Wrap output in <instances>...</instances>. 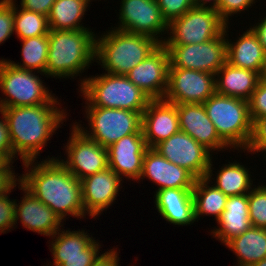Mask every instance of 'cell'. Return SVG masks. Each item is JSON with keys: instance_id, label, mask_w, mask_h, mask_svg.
I'll return each instance as SVG.
<instances>
[{"instance_id": "obj_1", "label": "cell", "mask_w": 266, "mask_h": 266, "mask_svg": "<svg viewBox=\"0 0 266 266\" xmlns=\"http://www.w3.org/2000/svg\"><path fill=\"white\" fill-rule=\"evenodd\" d=\"M22 162L25 168L22 185L54 211L62 221L68 216L83 219L85 212L82 187L77 179L55 156ZM26 171V172H25Z\"/></svg>"}, {"instance_id": "obj_2", "label": "cell", "mask_w": 266, "mask_h": 266, "mask_svg": "<svg viewBox=\"0 0 266 266\" xmlns=\"http://www.w3.org/2000/svg\"><path fill=\"white\" fill-rule=\"evenodd\" d=\"M60 102L56 96L46 104L1 109L8 125L12 162L18 156L22 162L39 159L40 152L68 119V110Z\"/></svg>"}, {"instance_id": "obj_3", "label": "cell", "mask_w": 266, "mask_h": 266, "mask_svg": "<svg viewBox=\"0 0 266 266\" xmlns=\"http://www.w3.org/2000/svg\"><path fill=\"white\" fill-rule=\"evenodd\" d=\"M93 29L50 30L45 74L47 78L73 79L95 62Z\"/></svg>"}, {"instance_id": "obj_4", "label": "cell", "mask_w": 266, "mask_h": 266, "mask_svg": "<svg viewBox=\"0 0 266 266\" xmlns=\"http://www.w3.org/2000/svg\"><path fill=\"white\" fill-rule=\"evenodd\" d=\"M96 34L95 62L101 65L104 73L115 75H126L161 45L147 35L112 27L102 34Z\"/></svg>"}, {"instance_id": "obj_5", "label": "cell", "mask_w": 266, "mask_h": 266, "mask_svg": "<svg viewBox=\"0 0 266 266\" xmlns=\"http://www.w3.org/2000/svg\"><path fill=\"white\" fill-rule=\"evenodd\" d=\"M79 83V95L91 106L125 109L142 114L151 100L126 75L97 73V76H84Z\"/></svg>"}, {"instance_id": "obj_6", "label": "cell", "mask_w": 266, "mask_h": 266, "mask_svg": "<svg viewBox=\"0 0 266 266\" xmlns=\"http://www.w3.org/2000/svg\"><path fill=\"white\" fill-rule=\"evenodd\" d=\"M203 105L219 137L233 152L245 150L253 128L249 102L215 92Z\"/></svg>"}, {"instance_id": "obj_7", "label": "cell", "mask_w": 266, "mask_h": 266, "mask_svg": "<svg viewBox=\"0 0 266 266\" xmlns=\"http://www.w3.org/2000/svg\"><path fill=\"white\" fill-rule=\"evenodd\" d=\"M38 73L47 77L46 74L40 72L17 68L7 59L2 58L0 90L3 96L0 97V109L49 103L55 94H52L53 91L48 89Z\"/></svg>"}, {"instance_id": "obj_8", "label": "cell", "mask_w": 266, "mask_h": 266, "mask_svg": "<svg viewBox=\"0 0 266 266\" xmlns=\"http://www.w3.org/2000/svg\"><path fill=\"white\" fill-rule=\"evenodd\" d=\"M85 115L89 127L85 128L80 122L73 124L86 137L108 148L122 137L135 134L141 130L142 114L140 112L91 106L85 100ZM89 130V131H88Z\"/></svg>"}, {"instance_id": "obj_9", "label": "cell", "mask_w": 266, "mask_h": 266, "mask_svg": "<svg viewBox=\"0 0 266 266\" xmlns=\"http://www.w3.org/2000/svg\"><path fill=\"white\" fill-rule=\"evenodd\" d=\"M226 25L215 8L194 7L168 24L163 45L205 43L220 36Z\"/></svg>"}, {"instance_id": "obj_10", "label": "cell", "mask_w": 266, "mask_h": 266, "mask_svg": "<svg viewBox=\"0 0 266 266\" xmlns=\"http://www.w3.org/2000/svg\"><path fill=\"white\" fill-rule=\"evenodd\" d=\"M164 46L169 53V68L193 69L215 75L227 61L225 30L205 43Z\"/></svg>"}, {"instance_id": "obj_11", "label": "cell", "mask_w": 266, "mask_h": 266, "mask_svg": "<svg viewBox=\"0 0 266 266\" xmlns=\"http://www.w3.org/2000/svg\"><path fill=\"white\" fill-rule=\"evenodd\" d=\"M70 131L66 145L63 144L66 157L57 158L77 179L82 180L109 167L106 147L86 137L73 123Z\"/></svg>"}, {"instance_id": "obj_12", "label": "cell", "mask_w": 266, "mask_h": 266, "mask_svg": "<svg viewBox=\"0 0 266 266\" xmlns=\"http://www.w3.org/2000/svg\"><path fill=\"white\" fill-rule=\"evenodd\" d=\"M117 30L143 34L164 43L168 23L163 18L156 0H121Z\"/></svg>"}, {"instance_id": "obj_13", "label": "cell", "mask_w": 266, "mask_h": 266, "mask_svg": "<svg viewBox=\"0 0 266 266\" xmlns=\"http://www.w3.org/2000/svg\"><path fill=\"white\" fill-rule=\"evenodd\" d=\"M170 162L185 168L196 179L205 178L213 154L185 132L179 131L154 147Z\"/></svg>"}, {"instance_id": "obj_14", "label": "cell", "mask_w": 266, "mask_h": 266, "mask_svg": "<svg viewBox=\"0 0 266 266\" xmlns=\"http://www.w3.org/2000/svg\"><path fill=\"white\" fill-rule=\"evenodd\" d=\"M216 92L215 75L185 68H169L164 100L173 104H203Z\"/></svg>"}, {"instance_id": "obj_15", "label": "cell", "mask_w": 266, "mask_h": 266, "mask_svg": "<svg viewBox=\"0 0 266 266\" xmlns=\"http://www.w3.org/2000/svg\"><path fill=\"white\" fill-rule=\"evenodd\" d=\"M169 53L161 44L153 53L131 69L126 77L151 100L163 99L168 86Z\"/></svg>"}, {"instance_id": "obj_16", "label": "cell", "mask_w": 266, "mask_h": 266, "mask_svg": "<svg viewBox=\"0 0 266 266\" xmlns=\"http://www.w3.org/2000/svg\"><path fill=\"white\" fill-rule=\"evenodd\" d=\"M123 182L109 167L80 180L84 209L91 219H97V216L100 217L109 206L115 204Z\"/></svg>"}, {"instance_id": "obj_17", "label": "cell", "mask_w": 266, "mask_h": 266, "mask_svg": "<svg viewBox=\"0 0 266 266\" xmlns=\"http://www.w3.org/2000/svg\"><path fill=\"white\" fill-rule=\"evenodd\" d=\"M147 148L142 129L135 134L124 136L107 148L108 166L121 179L138 183Z\"/></svg>"}, {"instance_id": "obj_18", "label": "cell", "mask_w": 266, "mask_h": 266, "mask_svg": "<svg viewBox=\"0 0 266 266\" xmlns=\"http://www.w3.org/2000/svg\"><path fill=\"white\" fill-rule=\"evenodd\" d=\"M18 189L22 190L21 192L24 194L23 197H20V201L17 199L15 201V228L20 221L27 230L51 238L61 229L60 227L64 226V222L54 211L27 190L21 181Z\"/></svg>"}, {"instance_id": "obj_19", "label": "cell", "mask_w": 266, "mask_h": 266, "mask_svg": "<svg viewBox=\"0 0 266 266\" xmlns=\"http://www.w3.org/2000/svg\"><path fill=\"white\" fill-rule=\"evenodd\" d=\"M180 131L187 133L211 153L233 151L218 135L203 104H176ZM216 151V152H215Z\"/></svg>"}, {"instance_id": "obj_20", "label": "cell", "mask_w": 266, "mask_h": 266, "mask_svg": "<svg viewBox=\"0 0 266 266\" xmlns=\"http://www.w3.org/2000/svg\"><path fill=\"white\" fill-rule=\"evenodd\" d=\"M157 185L154 194L162 189L193 188L196 178L185 168L170 162L154 148H147L139 183L147 179Z\"/></svg>"}, {"instance_id": "obj_21", "label": "cell", "mask_w": 266, "mask_h": 266, "mask_svg": "<svg viewBox=\"0 0 266 266\" xmlns=\"http://www.w3.org/2000/svg\"><path fill=\"white\" fill-rule=\"evenodd\" d=\"M146 146L154 148L180 131L176 104L164 99L150 100L142 113L141 125Z\"/></svg>"}, {"instance_id": "obj_22", "label": "cell", "mask_w": 266, "mask_h": 266, "mask_svg": "<svg viewBox=\"0 0 266 266\" xmlns=\"http://www.w3.org/2000/svg\"><path fill=\"white\" fill-rule=\"evenodd\" d=\"M193 188H169L157 191L153 196L162 220L179 226H189L196 222Z\"/></svg>"}, {"instance_id": "obj_23", "label": "cell", "mask_w": 266, "mask_h": 266, "mask_svg": "<svg viewBox=\"0 0 266 266\" xmlns=\"http://www.w3.org/2000/svg\"><path fill=\"white\" fill-rule=\"evenodd\" d=\"M225 27V35L227 41V62L232 66L258 72L262 75L266 52L258 41L257 36L248 28L233 42L229 37V26Z\"/></svg>"}, {"instance_id": "obj_24", "label": "cell", "mask_w": 266, "mask_h": 266, "mask_svg": "<svg viewBox=\"0 0 266 266\" xmlns=\"http://www.w3.org/2000/svg\"><path fill=\"white\" fill-rule=\"evenodd\" d=\"M216 222L218 226L209 235L224 245L250 228L248 194L228 197L225 210Z\"/></svg>"}, {"instance_id": "obj_25", "label": "cell", "mask_w": 266, "mask_h": 266, "mask_svg": "<svg viewBox=\"0 0 266 266\" xmlns=\"http://www.w3.org/2000/svg\"><path fill=\"white\" fill-rule=\"evenodd\" d=\"M261 75L232 66L227 61L215 74L216 93L249 101Z\"/></svg>"}, {"instance_id": "obj_26", "label": "cell", "mask_w": 266, "mask_h": 266, "mask_svg": "<svg viewBox=\"0 0 266 266\" xmlns=\"http://www.w3.org/2000/svg\"><path fill=\"white\" fill-rule=\"evenodd\" d=\"M213 161L211 159L210 166L208 168V172L206 175V179L210 181V183H214L213 185L221 190L227 197L248 194L253 185V180L251 177V173L246 164L242 162H234L228 161V164H222L220 170L214 168ZM246 166V167H245ZM213 170H217L213 171ZM213 172L215 173L213 174ZM213 176H216V178ZM212 179V180H211ZM214 181V182H213Z\"/></svg>"}, {"instance_id": "obj_27", "label": "cell", "mask_w": 266, "mask_h": 266, "mask_svg": "<svg viewBox=\"0 0 266 266\" xmlns=\"http://www.w3.org/2000/svg\"><path fill=\"white\" fill-rule=\"evenodd\" d=\"M62 228L51 237L52 240L48 243L53 255V264L49 260L48 265L46 263L45 266H53L62 257L84 256L99 242L83 228L81 231L80 229L71 231L70 228L66 230L64 226Z\"/></svg>"}, {"instance_id": "obj_28", "label": "cell", "mask_w": 266, "mask_h": 266, "mask_svg": "<svg viewBox=\"0 0 266 266\" xmlns=\"http://www.w3.org/2000/svg\"><path fill=\"white\" fill-rule=\"evenodd\" d=\"M225 246L236 255L235 266H252L266 258V229L251 226Z\"/></svg>"}, {"instance_id": "obj_29", "label": "cell", "mask_w": 266, "mask_h": 266, "mask_svg": "<svg viewBox=\"0 0 266 266\" xmlns=\"http://www.w3.org/2000/svg\"><path fill=\"white\" fill-rule=\"evenodd\" d=\"M192 194L196 222L203 216H213L216 221L221 217L228 197L206 177L196 179Z\"/></svg>"}, {"instance_id": "obj_30", "label": "cell", "mask_w": 266, "mask_h": 266, "mask_svg": "<svg viewBox=\"0 0 266 266\" xmlns=\"http://www.w3.org/2000/svg\"><path fill=\"white\" fill-rule=\"evenodd\" d=\"M83 0H56L47 16L50 30L91 29L82 25L84 15L89 10Z\"/></svg>"}, {"instance_id": "obj_31", "label": "cell", "mask_w": 266, "mask_h": 266, "mask_svg": "<svg viewBox=\"0 0 266 266\" xmlns=\"http://www.w3.org/2000/svg\"><path fill=\"white\" fill-rule=\"evenodd\" d=\"M19 41L22 43V61L16 63L10 59L7 60L17 68L45 74L49 49L48 35L19 39Z\"/></svg>"}, {"instance_id": "obj_32", "label": "cell", "mask_w": 266, "mask_h": 266, "mask_svg": "<svg viewBox=\"0 0 266 266\" xmlns=\"http://www.w3.org/2000/svg\"><path fill=\"white\" fill-rule=\"evenodd\" d=\"M14 0V33L18 39L49 34L47 16L23 9Z\"/></svg>"}, {"instance_id": "obj_33", "label": "cell", "mask_w": 266, "mask_h": 266, "mask_svg": "<svg viewBox=\"0 0 266 266\" xmlns=\"http://www.w3.org/2000/svg\"><path fill=\"white\" fill-rule=\"evenodd\" d=\"M259 184L248 193L249 218L252 226L266 229V184Z\"/></svg>"}, {"instance_id": "obj_34", "label": "cell", "mask_w": 266, "mask_h": 266, "mask_svg": "<svg viewBox=\"0 0 266 266\" xmlns=\"http://www.w3.org/2000/svg\"><path fill=\"white\" fill-rule=\"evenodd\" d=\"M18 184L8 193L0 195V234L15 229V201L10 199V193L16 190Z\"/></svg>"}, {"instance_id": "obj_35", "label": "cell", "mask_w": 266, "mask_h": 266, "mask_svg": "<svg viewBox=\"0 0 266 266\" xmlns=\"http://www.w3.org/2000/svg\"><path fill=\"white\" fill-rule=\"evenodd\" d=\"M256 2L257 0H219L216 11L226 24H230L231 16L237 17V14L245 13V10L249 12V8L255 6Z\"/></svg>"}, {"instance_id": "obj_36", "label": "cell", "mask_w": 266, "mask_h": 266, "mask_svg": "<svg viewBox=\"0 0 266 266\" xmlns=\"http://www.w3.org/2000/svg\"><path fill=\"white\" fill-rule=\"evenodd\" d=\"M163 18L169 24L195 7L193 0H156Z\"/></svg>"}, {"instance_id": "obj_37", "label": "cell", "mask_w": 266, "mask_h": 266, "mask_svg": "<svg viewBox=\"0 0 266 266\" xmlns=\"http://www.w3.org/2000/svg\"><path fill=\"white\" fill-rule=\"evenodd\" d=\"M14 34V0H0V45Z\"/></svg>"}, {"instance_id": "obj_38", "label": "cell", "mask_w": 266, "mask_h": 266, "mask_svg": "<svg viewBox=\"0 0 266 266\" xmlns=\"http://www.w3.org/2000/svg\"><path fill=\"white\" fill-rule=\"evenodd\" d=\"M266 148V116L257 118L253 122L252 136L250 142L245 150L240 152H247L248 154H258Z\"/></svg>"}, {"instance_id": "obj_39", "label": "cell", "mask_w": 266, "mask_h": 266, "mask_svg": "<svg viewBox=\"0 0 266 266\" xmlns=\"http://www.w3.org/2000/svg\"><path fill=\"white\" fill-rule=\"evenodd\" d=\"M248 102L253 122L257 118L266 116V81L262 78L259 80Z\"/></svg>"}, {"instance_id": "obj_40", "label": "cell", "mask_w": 266, "mask_h": 266, "mask_svg": "<svg viewBox=\"0 0 266 266\" xmlns=\"http://www.w3.org/2000/svg\"><path fill=\"white\" fill-rule=\"evenodd\" d=\"M12 164V161H0V195L10 192L21 181Z\"/></svg>"}, {"instance_id": "obj_41", "label": "cell", "mask_w": 266, "mask_h": 266, "mask_svg": "<svg viewBox=\"0 0 266 266\" xmlns=\"http://www.w3.org/2000/svg\"><path fill=\"white\" fill-rule=\"evenodd\" d=\"M101 243L98 242L86 255L62 257L53 266H91L102 252Z\"/></svg>"}, {"instance_id": "obj_42", "label": "cell", "mask_w": 266, "mask_h": 266, "mask_svg": "<svg viewBox=\"0 0 266 266\" xmlns=\"http://www.w3.org/2000/svg\"><path fill=\"white\" fill-rule=\"evenodd\" d=\"M0 161H12V145L6 119L0 109Z\"/></svg>"}, {"instance_id": "obj_43", "label": "cell", "mask_w": 266, "mask_h": 266, "mask_svg": "<svg viewBox=\"0 0 266 266\" xmlns=\"http://www.w3.org/2000/svg\"><path fill=\"white\" fill-rule=\"evenodd\" d=\"M56 0H21L19 7L48 16Z\"/></svg>"}, {"instance_id": "obj_44", "label": "cell", "mask_w": 266, "mask_h": 266, "mask_svg": "<svg viewBox=\"0 0 266 266\" xmlns=\"http://www.w3.org/2000/svg\"><path fill=\"white\" fill-rule=\"evenodd\" d=\"M117 251V247H114L111 250L107 249V251L104 250L91 266H119L120 257L118 253H120V249L119 252Z\"/></svg>"}, {"instance_id": "obj_45", "label": "cell", "mask_w": 266, "mask_h": 266, "mask_svg": "<svg viewBox=\"0 0 266 266\" xmlns=\"http://www.w3.org/2000/svg\"><path fill=\"white\" fill-rule=\"evenodd\" d=\"M260 19V20H259ZM258 19V23L250 26L249 28L253 31V33L257 36L258 41L261 43L262 47L266 52V13L265 17L262 16Z\"/></svg>"}, {"instance_id": "obj_46", "label": "cell", "mask_w": 266, "mask_h": 266, "mask_svg": "<svg viewBox=\"0 0 266 266\" xmlns=\"http://www.w3.org/2000/svg\"><path fill=\"white\" fill-rule=\"evenodd\" d=\"M195 7L215 8L218 7L219 0H193Z\"/></svg>"}, {"instance_id": "obj_47", "label": "cell", "mask_w": 266, "mask_h": 266, "mask_svg": "<svg viewBox=\"0 0 266 266\" xmlns=\"http://www.w3.org/2000/svg\"><path fill=\"white\" fill-rule=\"evenodd\" d=\"M252 266H266V258H264L259 262L254 263Z\"/></svg>"}, {"instance_id": "obj_48", "label": "cell", "mask_w": 266, "mask_h": 266, "mask_svg": "<svg viewBox=\"0 0 266 266\" xmlns=\"http://www.w3.org/2000/svg\"><path fill=\"white\" fill-rule=\"evenodd\" d=\"M261 78L266 81V61H265V66H264V70H263V73L261 75Z\"/></svg>"}, {"instance_id": "obj_49", "label": "cell", "mask_w": 266, "mask_h": 266, "mask_svg": "<svg viewBox=\"0 0 266 266\" xmlns=\"http://www.w3.org/2000/svg\"><path fill=\"white\" fill-rule=\"evenodd\" d=\"M261 153H262V154L264 153V154H263V155H264L263 158L265 159L264 161H266V148H264V149L261 151ZM265 164H266V163H265Z\"/></svg>"}, {"instance_id": "obj_50", "label": "cell", "mask_w": 266, "mask_h": 266, "mask_svg": "<svg viewBox=\"0 0 266 266\" xmlns=\"http://www.w3.org/2000/svg\"><path fill=\"white\" fill-rule=\"evenodd\" d=\"M87 5H89L90 3H92V1L94 0H83ZM96 1V0H95ZM99 1V0H98ZM101 1V0H100Z\"/></svg>"}]
</instances>
